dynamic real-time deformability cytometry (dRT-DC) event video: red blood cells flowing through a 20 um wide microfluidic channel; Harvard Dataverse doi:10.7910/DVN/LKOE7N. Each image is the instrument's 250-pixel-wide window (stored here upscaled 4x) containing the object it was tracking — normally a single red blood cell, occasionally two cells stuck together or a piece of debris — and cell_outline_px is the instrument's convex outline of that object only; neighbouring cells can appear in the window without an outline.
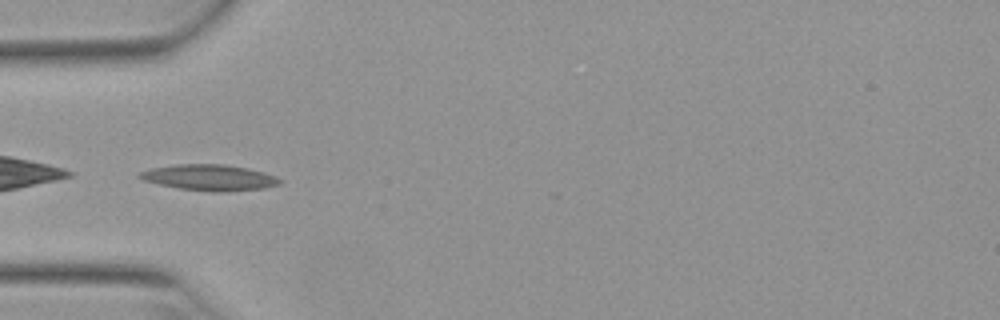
{"species": "Egyptian fruit bat (a non-hibernating species)", "species_latin": "Rousettus aegyptiacus", "temperature_condition": "warm", "stored_images_in_passage": 32, "camera_frame_rate_fps": 3000, "um_per_image_px": 0.085, "animal": {"sex": "female"}, "frame": {"image": 1, "passage_image": 1, "time_ms": 0.0, "image_size_px": [1000, 320], "cell_outline_px": [[284, 180], [280, 184], [264, 188], [220, 192], [216, 192], [180, 188], [160, 184], [144, 180], [136, 176], [140, 172], [152, 168], [176, 164], [224, 164], [248, 168], [264, 172], [276, 176]], "centroid_in_image_um": [17.85, 15.08], "position_along_channel_um": 67.2, "area_um2": 21.1}}
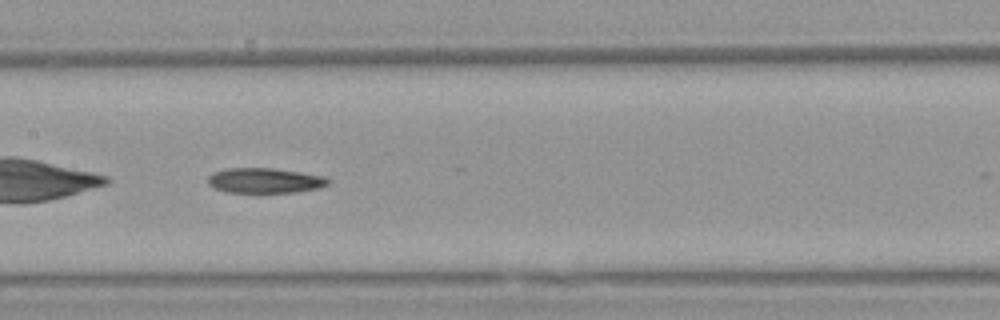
{"frame": {"image": 2, "passage_image": 10, "time_ms": 3.0, "image_size_px": [1000, 320], "cell_outline_px": [[332, 180], [328, 184], [320, 188], [296, 192], [224, 192], [208, 184], [208, 176], [212, 172], [228, 168], [272, 168], [300, 172], [324, 176]], "centroid_in_image_um": [22.52, 15.34], "position_along_channel_um": 184.9, "area_um2": 17.63}}